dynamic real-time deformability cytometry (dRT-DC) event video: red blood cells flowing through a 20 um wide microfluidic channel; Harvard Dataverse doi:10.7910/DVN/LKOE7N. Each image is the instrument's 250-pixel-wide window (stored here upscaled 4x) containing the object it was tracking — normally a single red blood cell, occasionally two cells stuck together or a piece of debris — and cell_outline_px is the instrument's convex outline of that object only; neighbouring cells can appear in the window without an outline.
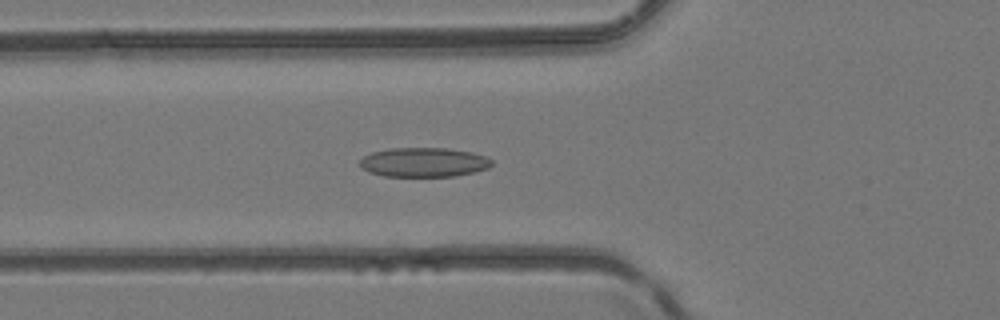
{"species": "common noctule bat (a hibernating species)", "species_latin": "Nyctalus noctula", "temperature_condition": "room temperature", "stored_images_in_passage": 33, "camera_frame_rate_fps": 3000, "um_per_image_px": 0.085, "animal": {"sex": "female", "body_mass_g": 24.6, "forearm_length_mm": 56.2}, "frame": {"image": 1, "passage_image": 6, "time_ms": 1.667, "image_size_px": [1000, 320], "cell_outline_px": [[492, 164], [488, 168], [472, 172], [452, 176], [384, 176], [368, 172], [360, 164], [360, 160], [364, 156], [372, 152], [388, 148], [448, 148], [472, 152], [488, 156], [492, 160]], "centroid_in_image_um": [36.03, 13.78], "position_along_channel_um": 89.8, "area_um2": 22.54}}
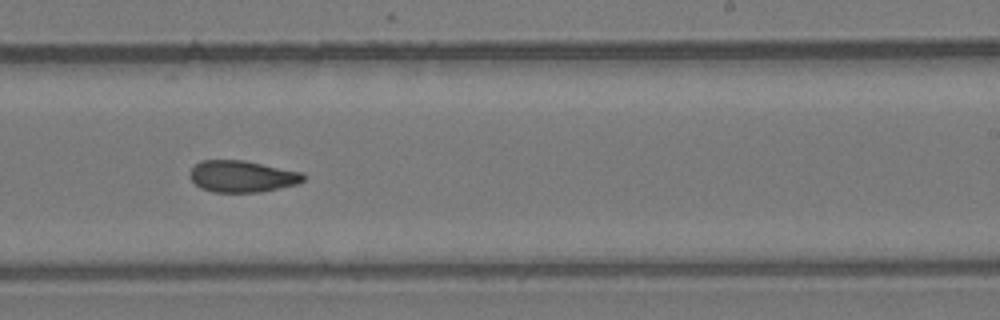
{"frame": {"image": 2, "passage_image": 17, "time_ms": 5.333, "image_size_px": [1000, 320], "cell_outline_px": [[304, 180], [296, 184], [260, 192], [212, 192], [200, 188], [192, 180], [192, 168], [200, 160], [244, 160], [304, 172]], "centroid_in_image_um": [20.6, 14.99], "position_along_channel_um": 268.4, "area_um2": 20.81}}
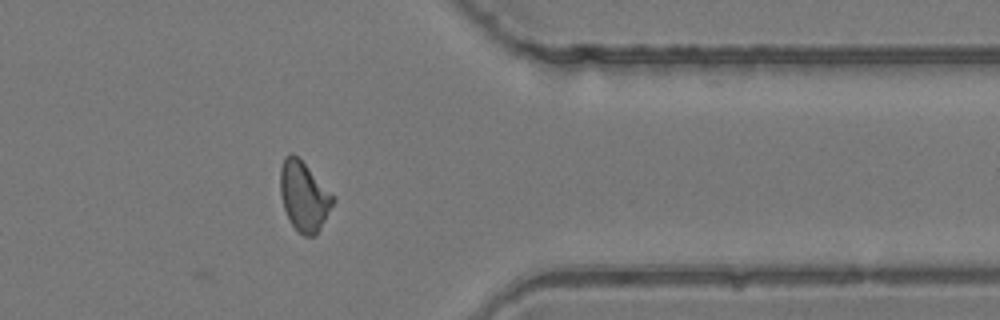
{"frame": {"image": 3, "passage_image": 25, "time_ms": 8.0, "image_size_px": [1000, 320], "cell_outline_px": [[336, 200], [316, 236], [304, 236], [292, 224], [284, 208], [280, 192], [280, 168], [284, 156], [288, 152], [292, 152], [304, 164]], "centroid_in_image_um": [25.81, 16.69], "position_along_channel_um": 385.6, "area_um2": 20.87}}